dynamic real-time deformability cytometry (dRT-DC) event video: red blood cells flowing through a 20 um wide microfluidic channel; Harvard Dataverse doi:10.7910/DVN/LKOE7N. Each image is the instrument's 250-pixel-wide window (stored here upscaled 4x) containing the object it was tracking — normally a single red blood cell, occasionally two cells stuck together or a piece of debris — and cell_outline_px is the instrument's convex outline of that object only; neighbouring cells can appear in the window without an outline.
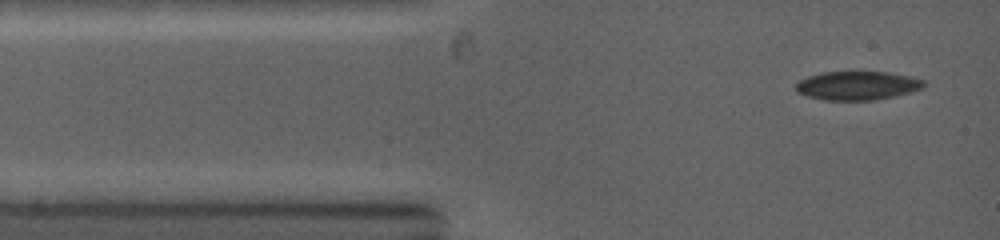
{"species": "common noctule bat (a hibernating species)", "species_latin": "Nyctalus noctula", "temperature_condition": "warm", "stored_images_in_passage": 18, "camera_frame_rate_fps": 5000, "um_per_image_px": 0.085, "animal": {"sex": "female", "body_mass_g": 19.0, "forearm_length_mm": 53.3}, "frame": {"image": 1, "passage_image": 1, "time_ms": 0.0, "image_size_px": [1000, 240], "cell_outline_px": [[924, 88], [912, 92], [876, 100], [824, 100], [808, 96], [796, 92], [796, 84], [800, 80], [808, 76], [824, 72], [888, 72], [912, 76], [924, 80]], "centroid_in_image_um": [72.91, 7.28], "position_along_channel_um": 12.1, "area_um2": 21.5}}
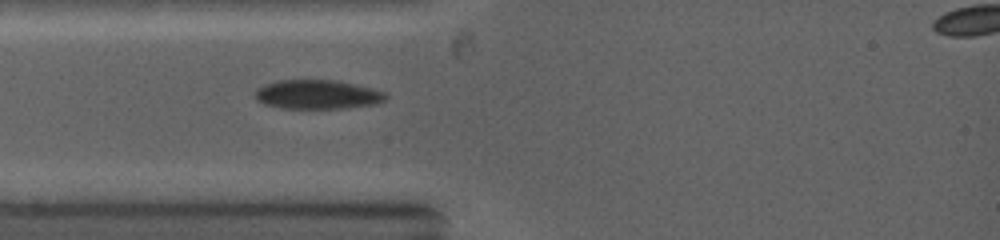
{"frame": {"image": 2, "passage_image": 5, "time_ms": 2.0, "image_size_px": [1000, 240], "cell_outline_px": [[388, 96], [384, 100], [376, 104], [348, 108], [280, 108], [264, 104], [256, 100], [256, 88], [264, 84], [280, 80], [332, 80], [372, 88], [384, 92]], "centroid_in_image_um": [26.96, 8.04], "position_along_channel_um": 58.0, "area_um2": 22.08}}
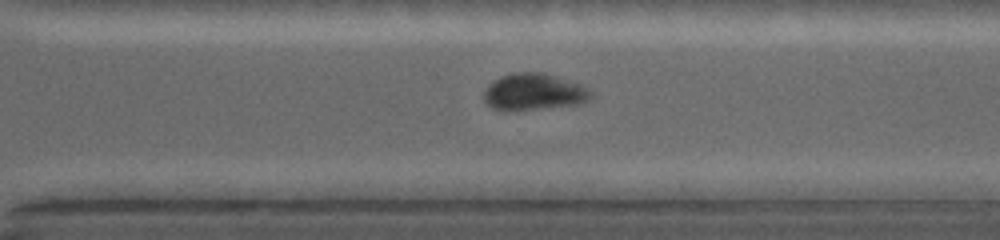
{"frame": {"image": 3, "passage_image": 17, "time_ms": 8.0, "image_size_px": [1000, 240], "cell_outline_px": [[596, 92], [588, 100], [580, 104], [512, 112], [500, 112], [484, 104], [484, 88], [488, 84], [500, 76], [516, 72], [540, 72], [580, 84]], "centroid_in_image_um": [45.33, 7.85], "position_along_channel_um": 325.3, "area_um2": 23.52}}